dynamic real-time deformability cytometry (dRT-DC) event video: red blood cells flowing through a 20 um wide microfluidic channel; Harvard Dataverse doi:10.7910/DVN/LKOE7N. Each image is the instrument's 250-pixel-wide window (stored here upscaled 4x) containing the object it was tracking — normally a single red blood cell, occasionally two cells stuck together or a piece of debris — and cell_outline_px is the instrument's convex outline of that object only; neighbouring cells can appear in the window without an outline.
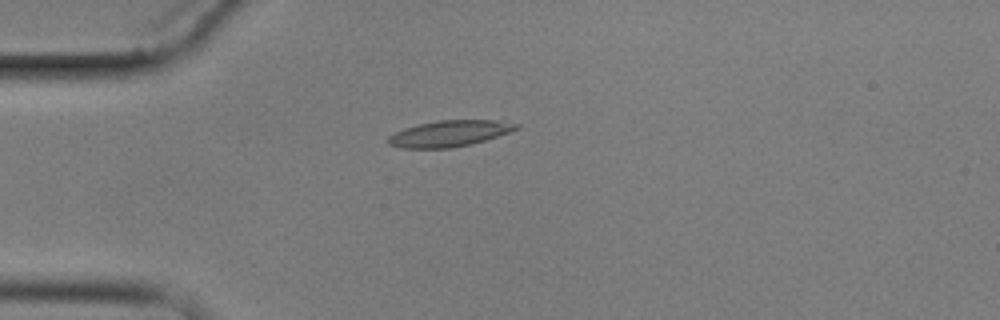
{"species": "common noctule bat (a hibernating species)", "species_latin": "Nyctalus noctula", "temperature_condition": "cold", "stored_images_in_passage": 3, "camera_frame_rate_fps": 3000, "um_per_image_px": 0.085, "animal": {"sex": "male", "body_mass_g": 17.9}, "frame": {"image": 1, "passage_image": 1, "time_ms": 0.0, "image_size_px": [1000, 320], "cell_outline_px": [[520, 128], [472, 144], [452, 148], [400, 148], [388, 144], [384, 140], [388, 136], [404, 128], [420, 124], [440, 120], [496, 120], [520, 124]], "centroid_in_image_um": [38.16, 11.35], "position_along_channel_um": 46.8, "area_um2": 19.48}}